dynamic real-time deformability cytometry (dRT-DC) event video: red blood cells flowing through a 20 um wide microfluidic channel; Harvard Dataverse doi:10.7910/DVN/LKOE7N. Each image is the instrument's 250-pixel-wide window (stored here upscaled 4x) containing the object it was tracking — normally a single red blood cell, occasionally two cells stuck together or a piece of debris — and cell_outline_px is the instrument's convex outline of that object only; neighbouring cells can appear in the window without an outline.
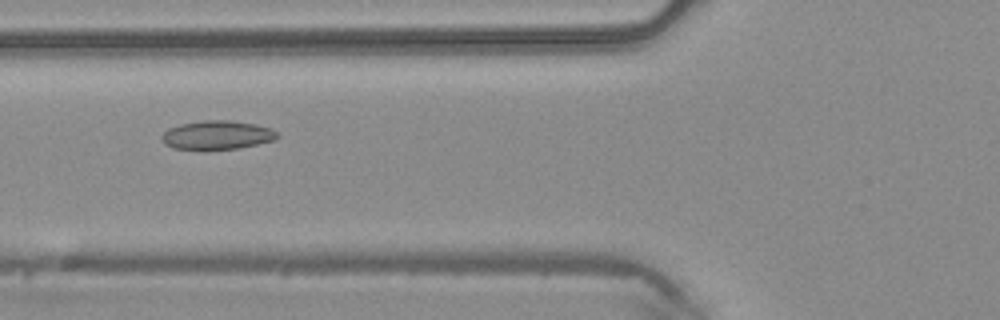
{"species": "common noctule bat (a hibernating species)", "species_latin": "Nyctalus noctula", "temperature_condition": "warm", "stored_images_in_passage": 31, "camera_frame_rate_fps": 3000, "um_per_image_px": 0.085, "animal": {"sex": "male", "body_mass_g": 20.4}, "frame": {"image": 1, "passage_image": 6, "time_ms": 1.667, "image_size_px": [1000, 320], "cell_outline_px": [[280, 136], [276, 140], [240, 148], [208, 152], [204, 152], [172, 148], [164, 144], [160, 140], [160, 136], [168, 128], [180, 124], [204, 120], [228, 120], [256, 124], [272, 128]], "centroid_in_image_um": [18.42, 11.52], "position_along_channel_um": 107.4, "area_um2": 20.35}}
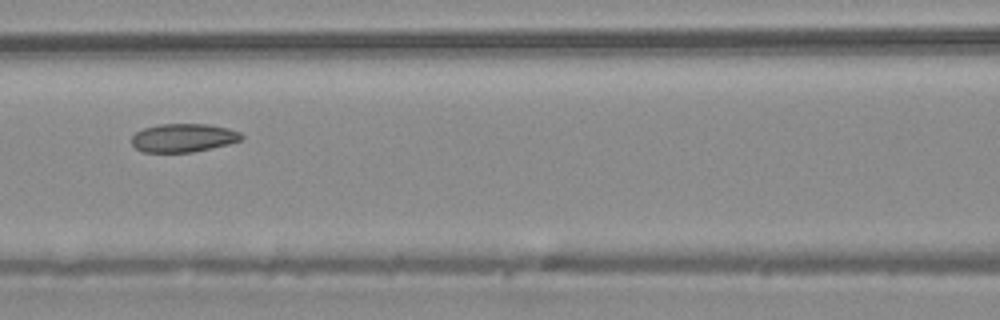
{"frame": {"image": 2, "passage_image": 9, "time_ms": 2.667, "image_size_px": [1000, 320], "cell_outline_px": [[244, 136], [240, 140], [228, 144], [192, 152], [144, 152], [136, 148], [132, 144], [132, 136], [136, 132], [144, 128], [160, 124], [208, 124], [228, 128], [240, 132]], "centroid_in_image_um": [15.58, 11.71], "position_along_channel_um": 151.0, "area_um2": 18.09}}
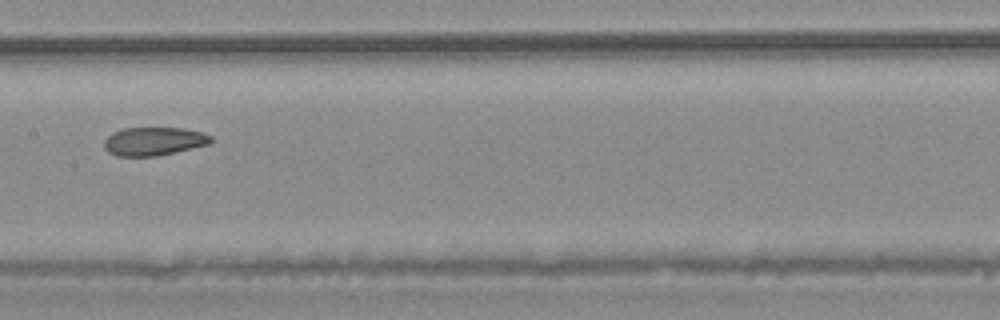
{"frame": {"image": 3, "passage_image": 12, "time_ms": 3.667, "image_size_px": [1000, 320], "cell_outline_px": [[212, 140], [208, 144], [156, 156], [116, 156], [108, 152], [104, 148], [104, 140], [112, 132], [124, 128], [184, 128], [200, 132], [212, 136]], "centroid_in_image_um": [13.03, 12.0], "position_along_channel_um": 194.4, "area_um2": 17.51}}